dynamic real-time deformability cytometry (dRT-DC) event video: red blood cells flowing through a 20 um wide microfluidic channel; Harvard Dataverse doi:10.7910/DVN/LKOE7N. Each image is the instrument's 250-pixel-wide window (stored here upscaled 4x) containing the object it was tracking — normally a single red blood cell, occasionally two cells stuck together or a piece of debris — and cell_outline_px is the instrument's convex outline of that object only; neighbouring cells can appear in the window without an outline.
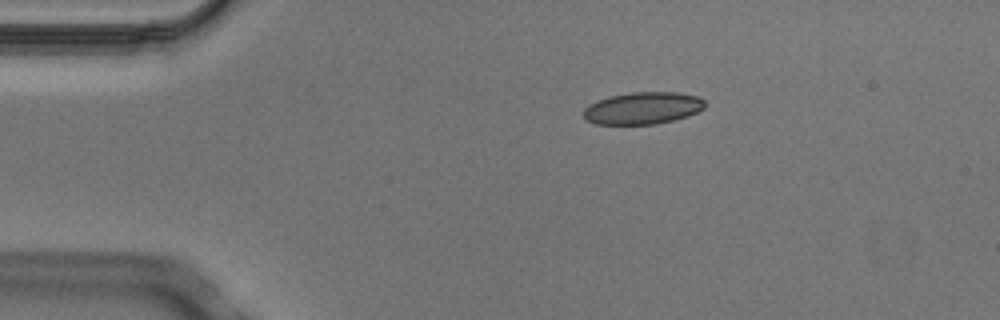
{"species": "Egyptian fruit bat (a non-hibernating species)", "species_latin": "Rousettus aegyptiacus", "temperature_condition": "cold", "stored_images_in_passage": 4, "camera_frame_rate_fps": 3000, "um_per_image_px": 0.085, "animal": {"sex": "male"}, "frame": {"image": 1, "passage_image": 3, "time_ms": 0.667, "image_size_px": [1000, 320], "cell_outline_px": [[704, 108], [688, 116], [676, 120], [656, 124], [596, 124], [588, 120], [584, 116], [584, 108], [588, 104], [596, 100], [608, 96], [632, 92], [676, 92], [696, 96], [704, 100]], "centroid_in_image_um": [54.62, 9.19], "position_along_channel_um": 30.4, "area_um2": 22.77}}